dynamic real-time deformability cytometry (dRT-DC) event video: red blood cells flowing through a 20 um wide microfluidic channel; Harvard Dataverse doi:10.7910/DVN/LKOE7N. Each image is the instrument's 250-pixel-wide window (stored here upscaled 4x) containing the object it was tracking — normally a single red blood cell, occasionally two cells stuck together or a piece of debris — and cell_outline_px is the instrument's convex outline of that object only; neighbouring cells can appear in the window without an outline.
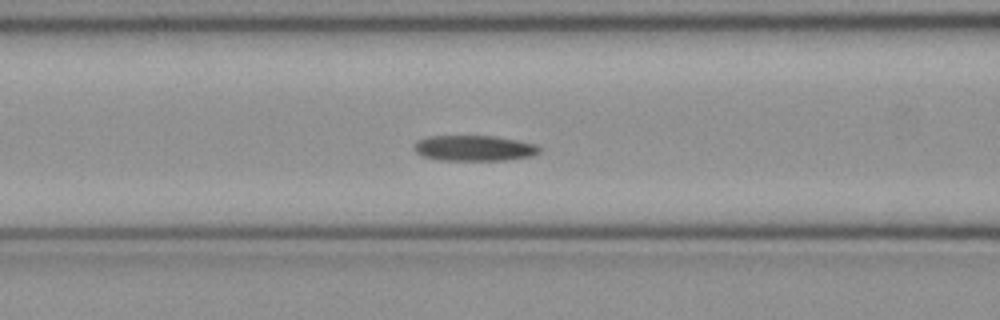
{"species": "common noctule bat (a hibernating species)", "species_latin": "Nyctalus noctula", "temperature_condition": "cold", "stored_images_in_passage": 51, "camera_frame_rate_fps": 3000, "um_per_image_px": 0.085, "animal": {"sex": "female", "body_mass_g": 21.9}, "frame": {"image": 1, "passage_image": 20, "time_ms": 6.333, "image_size_px": [1000, 320], "cell_outline_px": [[540, 152], [532, 156], [504, 160], [440, 160], [424, 156], [416, 152], [412, 148], [412, 144], [416, 140], [428, 136], [492, 136], [516, 140], [536, 144], [540, 148]], "centroid_in_image_um": [40.26, 12.59], "position_along_channel_um": 126.3, "area_um2": 18.73}}
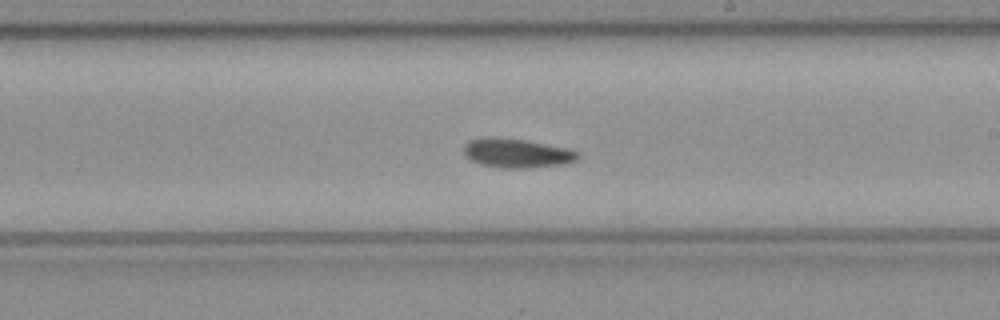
{"frame": {"image": 2, "passage_image": 29, "time_ms": 9.333, "image_size_px": [1000, 320], "cell_outline_px": [[580, 156], [576, 160], [564, 164], [528, 168], [504, 168], [480, 164], [472, 160], [464, 152], [464, 144], [468, 140], [484, 136], [496, 136], [524, 140], [568, 148], [580, 152]], "centroid_in_image_um": [43.93, 13.0], "position_along_channel_um": 245.1, "area_um2": 19.54}}
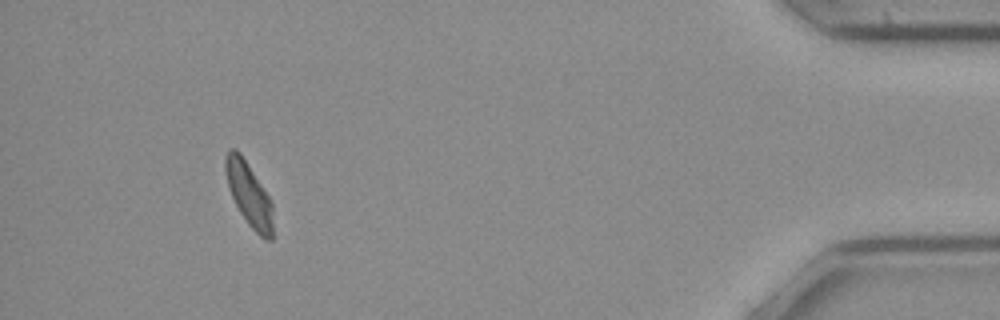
{"frame": {"image": 3, "passage_image": 47, "time_ms": 15.333, "image_size_px": [1000, 320], "cell_outline_px": [[272, 240], [264, 240], [248, 224], [240, 212], [232, 196], [228, 184], [224, 168], [224, 156], [228, 148], [236, 148], [240, 152], [268, 196], [272, 204]], "centroid_in_image_um": [21.13, 16.49], "position_along_channel_um": 414.1, "area_um2": 17.4}, "authors_computed_cell_mechanics": {"area_um2": 18.6694, "velocity_mm_per_s": 3.9651, "shape_relaxation_time_tau1_ms": 6.8938, "shape_relaxation_time_tau2_ms": 4.503, "deformation_change_tau1": 0.1625, "deformation_change_tau2": 0.1006}}